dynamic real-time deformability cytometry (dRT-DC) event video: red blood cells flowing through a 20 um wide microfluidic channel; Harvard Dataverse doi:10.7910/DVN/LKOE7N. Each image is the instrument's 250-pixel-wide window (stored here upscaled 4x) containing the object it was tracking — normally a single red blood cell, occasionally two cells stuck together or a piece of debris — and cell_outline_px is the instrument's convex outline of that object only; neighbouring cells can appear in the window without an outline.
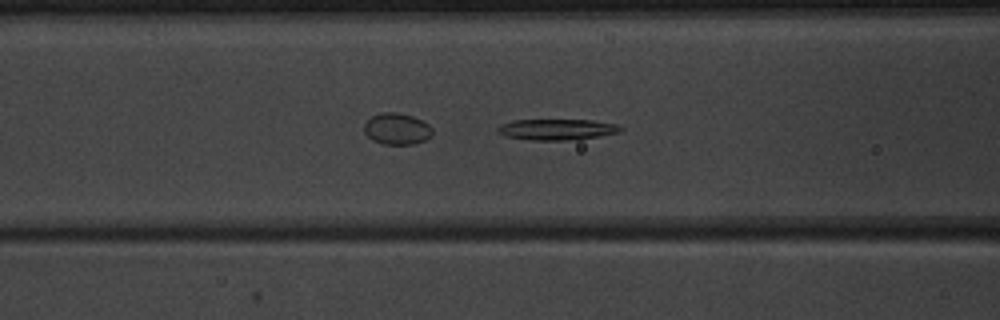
{"species": "common noctule bat (a hibernating species)", "species_latin": "Nyctalus noctula", "temperature_condition": "warm", "stored_images_in_passage": 40, "camera_frame_rate_fps": 3000, "um_per_image_px": 0.085, "animal": {"sex": "male", "body_mass_g": 20.1, "forearm_length_mm": 53.5}, "frame": {"image": 1, "passage_image": 11, "time_ms": 3.333, "image_size_px": [1000, 320], "cell_outline_px": [[624, 128], [620, 132], [600, 136], [568, 140], [528, 140], [508, 136], [500, 132], [496, 128], [500, 124], [512, 120], [592, 120], [616, 124]], "centroid_in_image_um": [47.36, 11.0], "position_along_channel_um": 119.2, "area_um2": 14.91}}
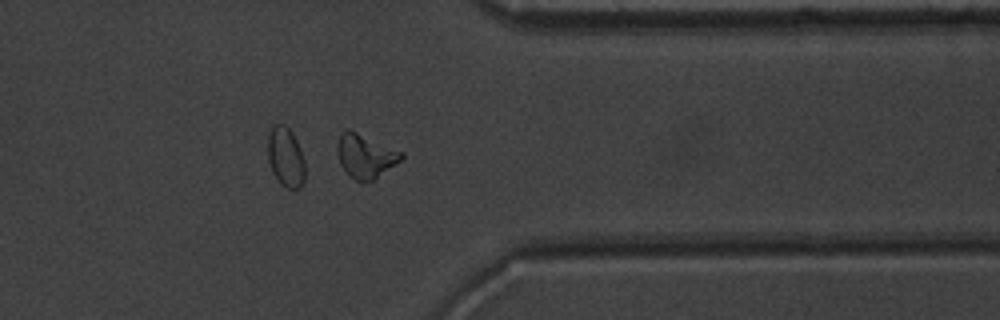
{"frame": {"image": 2, "passage_image": 31, "time_ms": 10.0, "image_size_px": [1000, 320], "cell_outline_px": [[404, 156], [396, 164], [372, 180], [356, 180], [340, 164], [336, 148], [336, 144], [340, 132], [344, 128], [348, 128], [404, 152]], "centroid_in_image_um": [31.04, 13.19], "position_along_channel_um": 380.4, "area_um2": 16.18}, "authors_computed_cell_mechanics": {"area_um2": 15.4326, "velocity_mm_per_s": 3.9961, "shape_relaxation_time_tau1_ms": 7.6357, "shape_relaxation_time_tau2_ms": null, "deformation_change_tau1": 0.2266, "deformation_change_tau2": null}}